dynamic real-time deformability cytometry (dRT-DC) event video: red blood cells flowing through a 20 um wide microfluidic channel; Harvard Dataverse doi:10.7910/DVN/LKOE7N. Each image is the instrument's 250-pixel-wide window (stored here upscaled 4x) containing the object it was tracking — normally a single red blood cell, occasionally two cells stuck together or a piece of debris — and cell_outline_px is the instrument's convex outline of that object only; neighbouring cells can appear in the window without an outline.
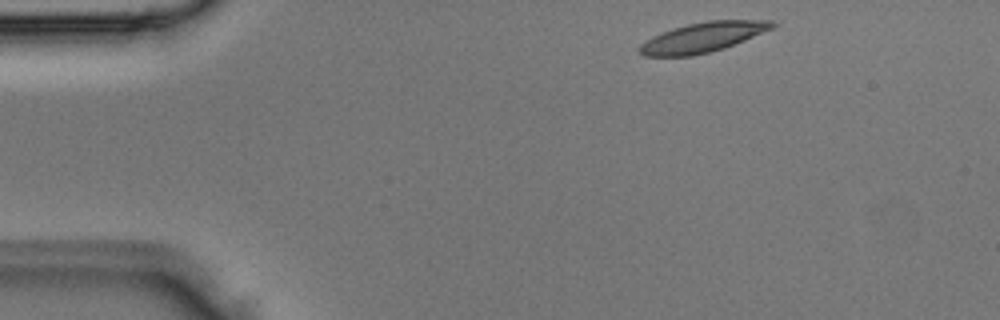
{"species": "Egyptian fruit bat (a non-hibernating species)", "species_latin": "Rousettus aegyptiacus", "temperature_condition": "room temperature", "stored_images_in_passage": 3, "segment_of_instrument_passage": [1, 2], "camera_frame_rate_fps": 3000, "um_per_image_px": 0.085, "animal": {"sex": "male"}, "frame": {"image": 1, "passage_image": 1, "time_ms": 0.0, "image_size_px": [1000, 320], "cell_outline_px": [[776, 24], [772, 28], [744, 40], [724, 48], [692, 56], [644, 56], [640, 52], [640, 44], [652, 36], [660, 32], [688, 24], [708, 20], [772, 20]], "centroid_in_image_um": [59.72, 3.16], "position_along_channel_um": 25.3, "area_um2": 22.83}}